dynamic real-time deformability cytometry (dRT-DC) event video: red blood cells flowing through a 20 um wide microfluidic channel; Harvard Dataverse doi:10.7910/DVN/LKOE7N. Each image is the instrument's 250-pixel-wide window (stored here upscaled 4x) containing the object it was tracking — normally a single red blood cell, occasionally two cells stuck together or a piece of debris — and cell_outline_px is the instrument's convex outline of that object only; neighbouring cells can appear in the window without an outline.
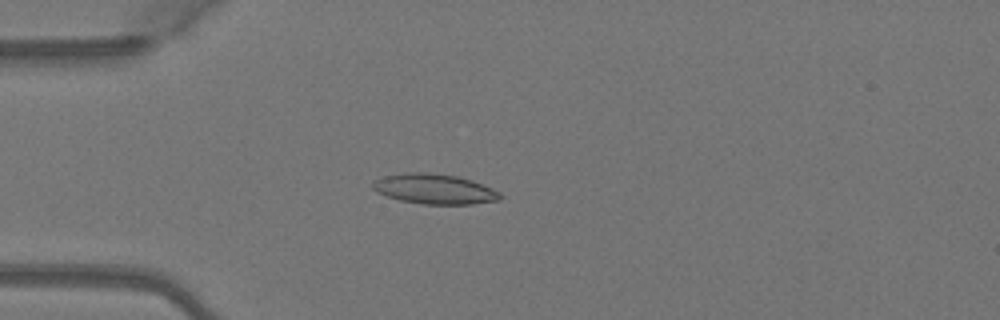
{"species": "Egyptian fruit bat (a non-hibernating species)", "species_latin": "Rousettus aegyptiacus", "temperature_condition": "warm", "stored_images_in_passage": 38, "camera_frame_rate_fps": 3000, "um_per_image_px": 0.085, "animal": {"sex": "female"}, "frame": {"image": 1, "passage_image": 2, "time_ms": 0.333, "image_size_px": [1000, 320], "cell_outline_px": [[504, 196], [500, 200], [472, 204], [420, 204], [400, 200], [376, 192], [372, 188], [372, 180], [384, 176], [408, 172], [428, 172], [456, 176], [472, 180], [492, 188], [500, 192]], "centroid_in_image_um": [36.93, 16.06], "position_along_channel_um": 48.1, "area_um2": 22.48}}
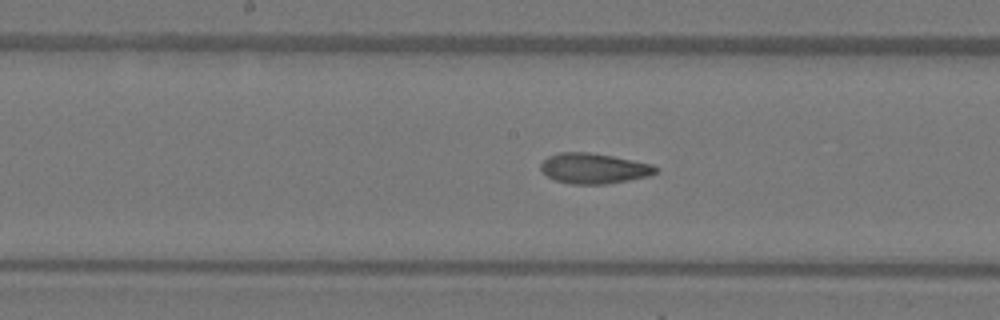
{"frame": {"image": 2, "passage_image": 14, "time_ms": 4.333, "image_size_px": [1000, 320], "cell_outline_px": [[660, 172], [648, 176], [628, 180], [604, 184], [572, 184], [556, 180], [548, 176], [540, 168], [540, 164], [548, 156], [560, 152], [588, 152], [612, 156], [652, 164], [660, 168]], "centroid_in_image_um": [50.51, 14.31], "position_along_channel_um": 197.7, "area_um2": 20.29}}
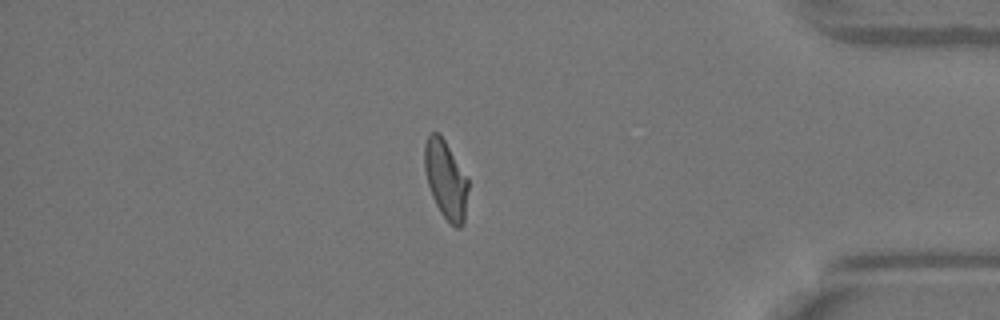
{"frame": {"image": 3, "passage_image": 31, "time_ms": 10.0, "image_size_px": [1000, 320], "cell_outline_px": [[468, 188], [464, 224], [460, 228], [456, 228], [440, 212], [432, 196], [428, 184], [424, 168], [424, 144], [428, 136], [432, 132], [436, 132], [444, 140], [468, 180]], "centroid_in_image_um": [37.88, 15.3], "position_along_channel_um": 397.3, "area_um2": 19.54}, "authors_computed_cell_mechanics": {"area_um2": 20.2878, "velocity_mm_per_s": 4.0972, "shape_relaxation_time_tau1_ms": null, "shape_relaxation_time_tau2_ms": 1.8666, "deformation_change_tau1": null, "deformation_change_tau2": 0.0813}}